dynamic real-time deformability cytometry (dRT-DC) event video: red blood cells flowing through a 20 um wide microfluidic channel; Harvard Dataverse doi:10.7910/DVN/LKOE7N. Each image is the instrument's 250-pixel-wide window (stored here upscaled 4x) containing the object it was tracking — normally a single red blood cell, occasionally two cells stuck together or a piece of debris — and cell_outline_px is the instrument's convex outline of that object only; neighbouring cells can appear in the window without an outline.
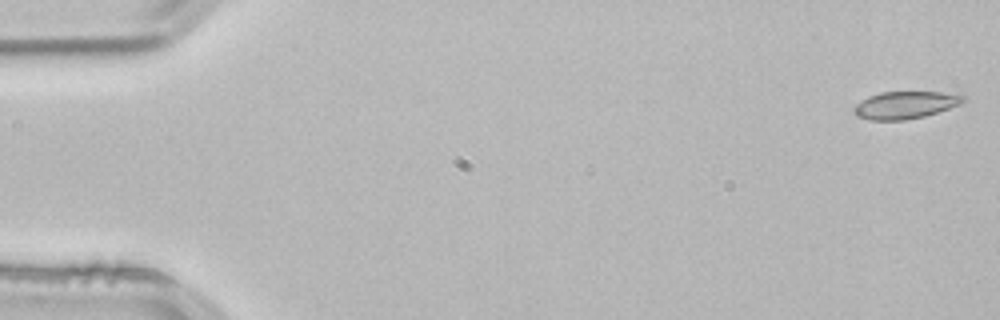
{"species": "common noctule bat (a hibernating species)", "species_latin": "Nyctalus noctula", "temperature_condition": "room temperature", "stored_images_in_passage": 14, "camera_frame_rate_fps": 3000, "um_per_image_px": 0.085, "animal": {"sex": "male", "body_mass_g": 21.5, "forearm_length_mm": 52.0}, "frame": {"image": 1, "passage_image": 1, "time_ms": 0.0, "image_size_px": [1000, 320], "cell_outline_px": [[964, 100], [960, 104], [924, 116], [904, 120], [868, 120], [852, 112], [852, 108], [856, 104], [868, 96], [880, 92], [940, 92], [964, 96]], "centroid_in_image_um": [76.88, 8.92], "position_along_channel_um": 8.1, "area_um2": 17.17}}
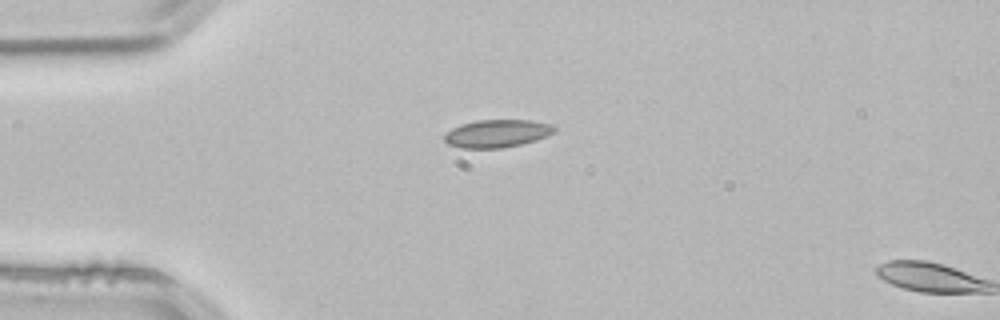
{"frame": {"image": 2, "passage_image": 13, "time_ms": 4.0, "image_size_px": [1000, 320], "cell_outline_px": [[556, 132], [548, 136], [536, 140], [520, 144], [500, 148], [460, 148], [448, 144], [444, 140], [444, 136], [452, 128], [460, 124], [476, 120], [532, 120], [552, 124], [556, 128]], "centroid_in_image_um": [42.27, 11.34], "position_along_channel_um": 42.7, "area_um2": 17.92}}